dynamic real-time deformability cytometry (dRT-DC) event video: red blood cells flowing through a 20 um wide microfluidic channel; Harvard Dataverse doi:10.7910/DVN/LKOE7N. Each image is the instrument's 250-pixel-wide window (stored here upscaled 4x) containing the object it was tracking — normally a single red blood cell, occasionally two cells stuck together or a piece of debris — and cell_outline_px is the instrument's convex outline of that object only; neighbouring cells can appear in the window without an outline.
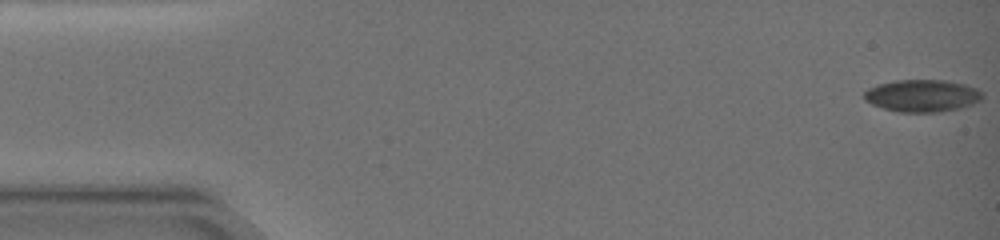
{"species": "common noctule bat (a hibernating species)", "species_latin": "Nyctalus noctula", "temperature_condition": "warm", "stored_images_in_passage": 45, "camera_frame_rate_fps": 3000, "um_per_image_px": 0.085, "animal": {"sex": "female", "body_mass_g": 19.0, "forearm_length_mm": 51.5}, "frame": {"image": 1, "passage_image": 1, "time_ms": 0.0, "image_size_px": [1000, 240], "cell_outline_px": [[984, 96], [980, 100], [972, 104], [960, 108], [936, 112], [900, 112], [884, 108], [872, 104], [864, 100], [864, 92], [868, 88], [876, 84], [896, 80], [944, 80], [964, 84], [976, 88]], "centroid_in_image_um": [78.36, 8.13], "position_along_channel_um": 6.6, "area_um2": 22.14}}
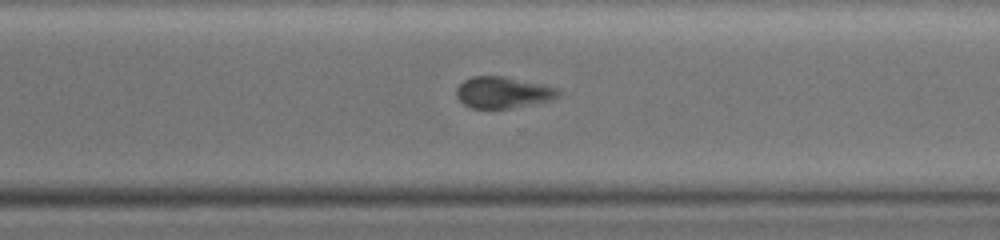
{"frame": {"image": 2, "passage_image": 35, "time_ms": 13.333, "image_size_px": [1000, 240], "cell_outline_px": [[560, 96], [552, 100], [512, 108], [472, 108], [464, 104], [456, 96], [456, 88], [464, 80], [472, 76], [504, 76], [560, 88]], "centroid_in_image_um": [42.77, 7.85], "position_along_channel_um": 327.8, "area_um2": 18.73}}
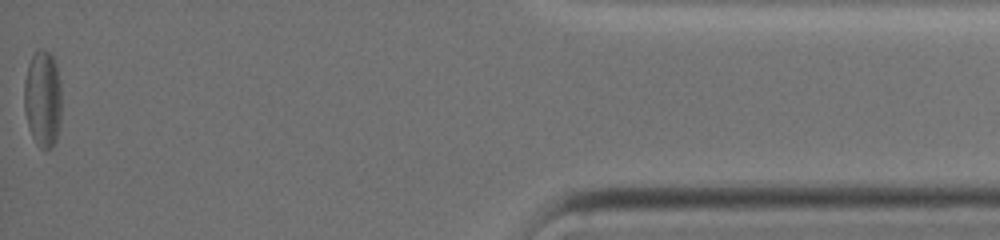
{"frame": {"image": 3, "passage_image": 45, "time_ms": 18.333, "image_size_px": [1000, 240], "cell_outline_px": [[60, 120], [56, 140], [44, 152], [36, 144], [32, 136], [24, 112], [24, 80], [28, 64], [32, 56], [40, 48], [44, 48], [56, 60], [60, 80]], "centroid_in_image_um": [3.62, 8.37], "position_along_channel_um": 431.6, "area_um2": 21.27}, "authors_computed_cell_mechanics": {"area_um2": 21.0392, "velocity_mm_per_s": 3.4906, "shape_relaxation_time_tau1_ms": 9.7651, "shape_relaxation_time_tau2_ms": 3.3779, "deformation_change_tau1": 0.1896, "deformation_change_tau2": 0.0862}}